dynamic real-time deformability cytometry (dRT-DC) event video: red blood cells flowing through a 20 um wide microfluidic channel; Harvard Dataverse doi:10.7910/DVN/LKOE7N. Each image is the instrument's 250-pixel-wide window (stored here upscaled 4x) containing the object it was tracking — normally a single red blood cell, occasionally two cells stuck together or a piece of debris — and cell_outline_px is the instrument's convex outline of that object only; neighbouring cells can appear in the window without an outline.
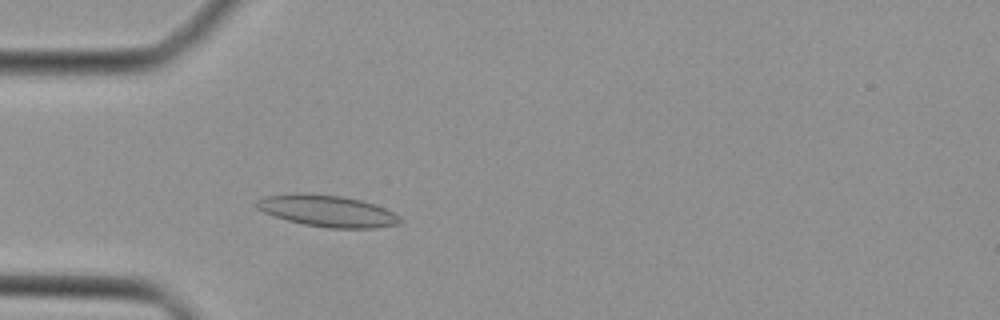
{"species": "Egyptian fruit bat (a non-hibernating species)", "species_latin": "Rousettus aegyptiacus", "temperature_condition": "cold", "stored_images_in_passage": 42, "camera_frame_rate_fps": 3000, "um_per_image_px": 0.085, "animal": {"sex": "female"}, "frame": {"image": 1, "passage_image": 11, "time_ms": 3.333, "image_size_px": [1000, 320], "cell_outline_px": [[404, 220], [400, 224], [376, 228], [328, 228], [304, 224], [288, 220], [264, 212], [256, 208], [256, 200], [264, 196], [296, 192], [304, 192], [340, 196], [360, 200], [384, 208], [400, 216]], "centroid_in_image_um": [27.82, 17.92], "position_along_channel_um": 57.2, "area_um2": 26.47}}
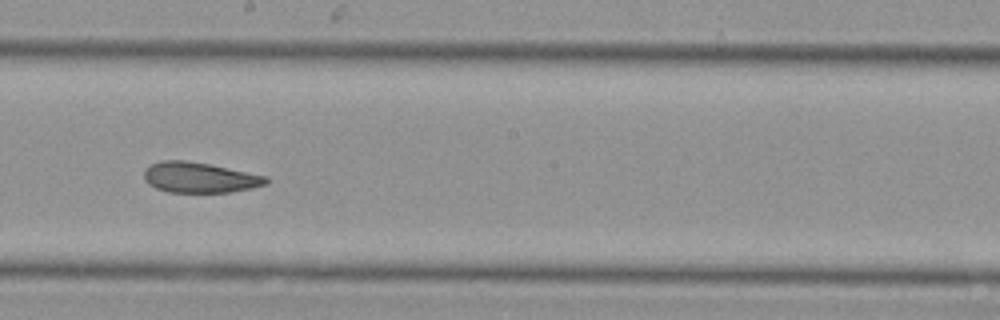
{"frame": {"image": 2, "passage_image": 23, "time_ms": 7.333, "image_size_px": [1000, 320], "cell_outline_px": [[268, 184], [252, 188], [232, 192], [168, 192], [156, 188], [148, 184], [144, 180], [144, 168], [152, 164], [164, 160], [184, 160], [208, 164], [268, 176]], "centroid_in_image_um": [16.97, 15.09], "position_along_channel_um": 231.2, "area_um2": 21.68}}
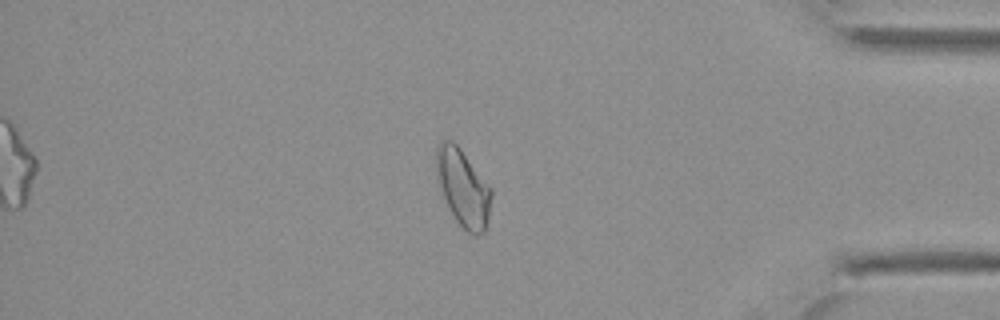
{"frame": {"image": 3, "passage_image": 36, "time_ms": 11.667, "image_size_px": [1000, 320], "cell_outline_px": [[492, 196], [488, 216], [484, 232], [476, 236], [472, 236], [456, 220], [444, 196], [440, 184], [436, 160], [436, 148], [440, 140], [452, 140], [460, 148], [492, 188]], "centroid_in_image_um": [39.39, 15.95], "position_along_channel_um": 395.8, "area_um2": 24.16}}